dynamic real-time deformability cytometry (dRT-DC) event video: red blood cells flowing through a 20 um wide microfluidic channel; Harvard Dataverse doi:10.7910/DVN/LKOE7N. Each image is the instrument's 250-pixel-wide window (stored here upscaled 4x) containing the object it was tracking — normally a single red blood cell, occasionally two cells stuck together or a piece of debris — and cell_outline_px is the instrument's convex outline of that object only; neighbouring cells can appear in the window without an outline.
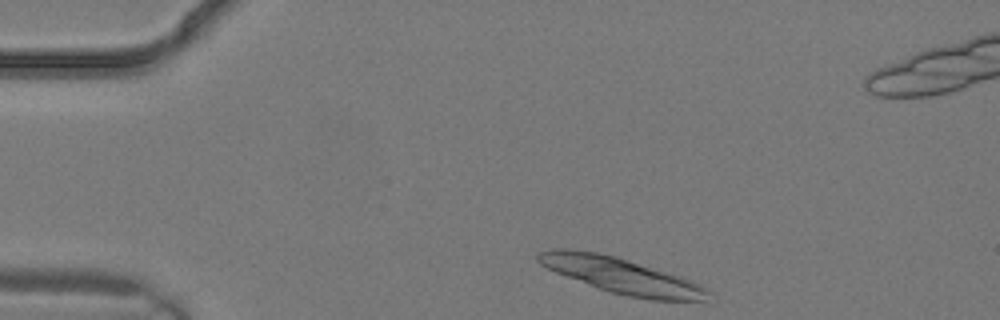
{"species": "common noctule bat (a hibernating species)", "species_latin": "Nyctalus noctula", "temperature_condition": "warm", "stored_images_in_passage": 2, "camera_frame_rate_fps": 3000, "um_per_image_px": 0.085, "animal": {"sex": "male", "body_mass_g": 19.2, "forearm_length_mm": 51.8}, "frame": {"image": 1, "passage_image": 1, "time_ms": 0.0, "image_size_px": [1000, 320], "cell_outline_px": [[708, 292], [704, 300], [652, 300], [628, 296], [612, 292], [600, 288], [556, 272], [540, 264], [536, 260], [536, 256], [540, 252], [552, 248], [568, 248], [596, 252], [616, 256], [680, 276], [700, 284], [708, 288]], "centroid_in_image_um": [52.77, 23.4], "position_along_channel_um": 32.2, "area_um2": 34.68}}